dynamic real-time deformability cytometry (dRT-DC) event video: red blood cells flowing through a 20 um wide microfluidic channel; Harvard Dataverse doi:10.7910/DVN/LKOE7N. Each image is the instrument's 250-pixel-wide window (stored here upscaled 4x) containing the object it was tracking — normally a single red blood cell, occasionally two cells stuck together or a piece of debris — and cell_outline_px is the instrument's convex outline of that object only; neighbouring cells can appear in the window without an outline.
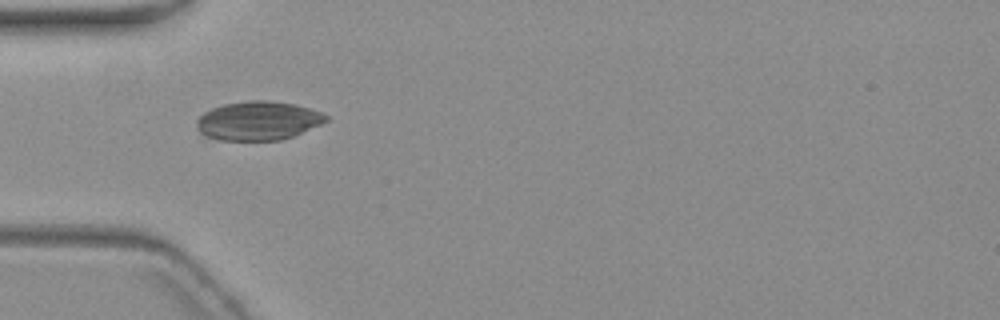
{"species": "common noctule bat (a hibernating species)", "species_latin": "Nyctalus noctula", "temperature_condition": "warm", "stored_images_in_passage": 6, "camera_frame_rate_fps": 3000, "um_per_image_px": 0.085, "animal": {"sex": "female", "body_mass_g": 19.3, "forearm_length_mm": 54.1}, "frame": {"image": 1, "passage_image": 2, "time_ms": 1.333, "image_size_px": [1000, 320], "cell_outline_px": [[328, 120], [320, 124], [292, 136], [280, 140], [220, 140], [204, 136], [196, 128], [196, 120], [204, 112], [212, 108], [224, 104], [248, 100], [268, 100], [296, 104], [320, 112], [328, 116]], "centroid_in_image_um": [21.9, 10.26], "position_along_channel_um": 63.1, "area_um2": 29.25}}
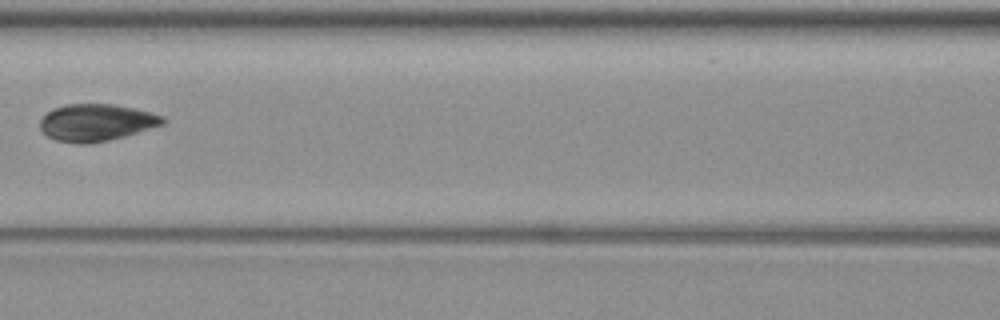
{"frame": {"image": 2, "passage_image": 4, "time_ms": 4.0, "image_size_px": [1000, 320], "cell_outline_px": [[168, 120], [164, 124], [124, 136], [108, 140], [88, 144], [76, 144], [56, 140], [40, 132], [40, 120], [52, 108], [64, 104], [112, 104], [136, 108], [164, 116]], "centroid_in_image_um": [8.18, 10.41], "position_along_channel_um": 158.4, "area_um2": 26.7}}
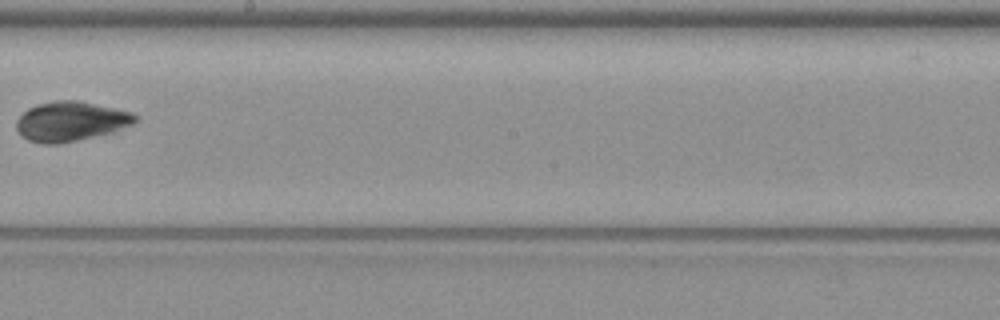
{"frame": {"image": 3, "passage_image": 6, "time_ms": 6.333, "image_size_px": [1000, 320], "cell_outline_px": [[140, 120], [132, 124], [112, 132], [60, 144], [44, 144], [28, 140], [20, 136], [16, 128], [16, 120], [28, 108], [40, 104], [56, 100], [80, 100], [132, 112], [140, 116]], "centroid_in_image_um": [6.03, 10.31], "position_along_channel_um": 242.2, "area_um2": 27.63}}